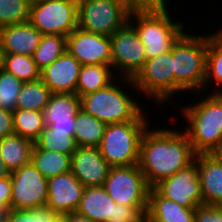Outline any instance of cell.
Returning <instances> with one entry per match:
<instances>
[{
  "mask_svg": "<svg viewBox=\"0 0 222 222\" xmlns=\"http://www.w3.org/2000/svg\"><path fill=\"white\" fill-rule=\"evenodd\" d=\"M29 1L32 3V2H35V1H39V0H29Z\"/></svg>",
  "mask_w": 222,
  "mask_h": 222,
  "instance_id": "f907efd6",
  "label": "cell"
},
{
  "mask_svg": "<svg viewBox=\"0 0 222 222\" xmlns=\"http://www.w3.org/2000/svg\"><path fill=\"white\" fill-rule=\"evenodd\" d=\"M67 37L59 34L43 35L39 46L34 51L32 58L37 67L42 70L53 63L65 51Z\"/></svg>",
  "mask_w": 222,
  "mask_h": 222,
  "instance_id": "f546056e",
  "label": "cell"
},
{
  "mask_svg": "<svg viewBox=\"0 0 222 222\" xmlns=\"http://www.w3.org/2000/svg\"><path fill=\"white\" fill-rule=\"evenodd\" d=\"M11 176L0 179V209H10L11 202Z\"/></svg>",
  "mask_w": 222,
  "mask_h": 222,
  "instance_id": "f35d334b",
  "label": "cell"
},
{
  "mask_svg": "<svg viewBox=\"0 0 222 222\" xmlns=\"http://www.w3.org/2000/svg\"><path fill=\"white\" fill-rule=\"evenodd\" d=\"M194 222H222V206L201 205L196 207Z\"/></svg>",
  "mask_w": 222,
  "mask_h": 222,
  "instance_id": "d590c367",
  "label": "cell"
},
{
  "mask_svg": "<svg viewBox=\"0 0 222 222\" xmlns=\"http://www.w3.org/2000/svg\"><path fill=\"white\" fill-rule=\"evenodd\" d=\"M30 8L29 0H0V29L27 22Z\"/></svg>",
  "mask_w": 222,
  "mask_h": 222,
  "instance_id": "d6a6232c",
  "label": "cell"
},
{
  "mask_svg": "<svg viewBox=\"0 0 222 222\" xmlns=\"http://www.w3.org/2000/svg\"><path fill=\"white\" fill-rule=\"evenodd\" d=\"M196 208H184L162 197L153 187L149 191L145 222H194Z\"/></svg>",
  "mask_w": 222,
  "mask_h": 222,
  "instance_id": "44dd1931",
  "label": "cell"
},
{
  "mask_svg": "<svg viewBox=\"0 0 222 222\" xmlns=\"http://www.w3.org/2000/svg\"><path fill=\"white\" fill-rule=\"evenodd\" d=\"M124 79L136 92L152 97L153 101L164 105L174 96V65L172 48L156 57L147 59L143 68L133 78ZM126 81V82H125ZM135 88V89H134Z\"/></svg>",
  "mask_w": 222,
  "mask_h": 222,
  "instance_id": "52a82bcc",
  "label": "cell"
},
{
  "mask_svg": "<svg viewBox=\"0 0 222 222\" xmlns=\"http://www.w3.org/2000/svg\"><path fill=\"white\" fill-rule=\"evenodd\" d=\"M75 126V116H72L69 119L55 120L48 127L56 130L57 133L74 137Z\"/></svg>",
  "mask_w": 222,
  "mask_h": 222,
  "instance_id": "74e56055",
  "label": "cell"
},
{
  "mask_svg": "<svg viewBox=\"0 0 222 222\" xmlns=\"http://www.w3.org/2000/svg\"><path fill=\"white\" fill-rule=\"evenodd\" d=\"M79 61L67 50L40 71V79L52 93H75L81 68Z\"/></svg>",
  "mask_w": 222,
  "mask_h": 222,
  "instance_id": "ac0fdd59",
  "label": "cell"
},
{
  "mask_svg": "<svg viewBox=\"0 0 222 222\" xmlns=\"http://www.w3.org/2000/svg\"><path fill=\"white\" fill-rule=\"evenodd\" d=\"M3 69L23 82L40 79V69L32 56L5 53Z\"/></svg>",
  "mask_w": 222,
  "mask_h": 222,
  "instance_id": "4dcf8cb0",
  "label": "cell"
},
{
  "mask_svg": "<svg viewBox=\"0 0 222 222\" xmlns=\"http://www.w3.org/2000/svg\"><path fill=\"white\" fill-rule=\"evenodd\" d=\"M112 72L114 73L115 71H113L109 65H82L79 71L75 93L81 97L107 87L116 79L115 74Z\"/></svg>",
  "mask_w": 222,
  "mask_h": 222,
  "instance_id": "603a6c76",
  "label": "cell"
},
{
  "mask_svg": "<svg viewBox=\"0 0 222 222\" xmlns=\"http://www.w3.org/2000/svg\"><path fill=\"white\" fill-rule=\"evenodd\" d=\"M222 36V29L217 31Z\"/></svg>",
  "mask_w": 222,
  "mask_h": 222,
  "instance_id": "681fc988",
  "label": "cell"
},
{
  "mask_svg": "<svg viewBox=\"0 0 222 222\" xmlns=\"http://www.w3.org/2000/svg\"><path fill=\"white\" fill-rule=\"evenodd\" d=\"M174 95L180 91L199 94L206 77L207 36L183 33L172 46Z\"/></svg>",
  "mask_w": 222,
  "mask_h": 222,
  "instance_id": "3957f363",
  "label": "cell"
},
{
  "mask_svg": "<svg viewBox=\"0 0 222 222\" xmlns=\"http://www.w3.org/2000/svg\"><path fill=\"white\" fill-rule=\"evenodd\" d=\"M47 187L46 206L57 215L76 211L85 188L71 171L48 179Z\"/></svg>",
  "mask_w": 222,
  "mask_h": 222,
  "instance_id": "2e32d148",
  "label": "cell"
},
{
  "mask_svg": "<svg viewBox=\"0 0 222 222\" xmlns=\"http://www.w3.org/2000/svg\"><path fill=\"white\" fill-rule=\"evenodd\" d=\"M210 154L222 164V143L218 145Z\"/></svg>",
  "mask_w": 222,
  "mask_h": 222,
  "instance_id": "7bdbcfd3",
  "label": "cell"
},
{
  "mask_svg": "<svg viewBox=\"0 0 222 222\" xmlns=\"http://www.w3.org/2000/svg\"><path fill=\"white\" fill-rule=\"evenodd\" d=\"M10 209H0V222L7 221V214Z\"/></svg>",
  "mask_w": 222,
  "mask_h": 222,
  "instance_id": "f6af8a7d",
  "label": "cell"
},
{
  "mask_svg": "<svg viewBox=\"0 0 222 222\" xmlns=\"http://www.w3.org/2000/svg\"><path fill=\"white\" fill-rule=\"evenodd\" d=\"M110 165L99 147L77 146L71 155L70 171L85 186H103Z\"/></svg>",
  "mask_w": 222,
  "mask_h": 222,
  "instance_id": "e0dca14e",
  "label": "cell"
},
{
  "mask_svg": "<svg viewBox=\"0 0 222 222\" xmlns=\"http://www.w3.org/2000/svg\"><path fill=\"white\" fill-rule=\"evenodd\" d=\"M34 142L12 134L0 139V153L4 165L11 172L31 162Z\"/></svg>",
  "mask_w": 222,
  "mask_h": 222,
  "instance_id": "7402d4cb",
  "label": "cell"
},
{
  "mask_svg": "<svg viewBox=\"0 0 222 222\" xmlns=\"http://www.w3.org/2000/svg\"><path fill=\"white\" fill-rule=\"evenodd\" d=\"M148 207H131L115 203L103 186L84 188L77 213L94 222L109 220L145 221Z\"/></svg>",
  "mask_w": 222,
  "mask_h": 222,
  "instance_id": "8fae6325",
  "label": "cell"
},
{
  "mask_svg": "<svg viewBox=\"0 0 222 222\" xmlns=\"http://www.w3.org/2000/svg\"><path fill=\"white\" fill-rule=\"evenodd\" d=\"M64 219L65 222H94L88 217L77 213L76 211L64 214Z\"/></svg>",
  "mask_w": 222,
  "mask_h": 222,
  "instance_id": "60d3db41",
  "label": "cell"
},
{
  "mask_svg": "<svg viewBox=\"0 0 222 222\" xmlns=\"http://www.w3.org/2000/svg\"><path fill=\"white\" fill-rule=\"evenodd\" d=\"M167 0H139V9H167Z\"/></svg>",
  "mask_w": 222,
  "mask_h": 222,
  "instance_id": "ab89813d",
  "label": "cell"
},
{
  "mask_svg": "<svg viewBox=\"0 0 222 222\" xmlns=\"http://www.w3.org/2000/svg\"><path fill=\"white\" fill-rule=\"evenodd\" d=\"M107 222H145V221H124V220H109Z\"/></svg>",
  "mask_w": 222,
  "mask_h": 222,
  "instance_id": "c3c4849f",
  "label": "cell"
},
{
  "mask_svg": "<svg viewBox=\"0 0 222 222\" xmlns=\"http://www.w3.org/2000/svg\"><path fill=\"white\" fill-rule=\"evenodd\" d=\"M206 96L182 109L189 124L183 131L196 155L210 154L222 143V94Z\"/></svg>",
  "mask_w": 222,
  "mask_h": 222,
  "instance_id": "7a4b0ae2",
  "label": "cell"
},
{
  "mask_svg": "<svg viewBox=\"0 0 222 222\" xmlns=\"http://www.w3.org/2000/svg\"><path fill=\"white\" fill-rule=\"evenodd\" d=\"M51 94L41 79L24 82L18 94L16 109L44 111Z\"/></svg>",
  "mask_w": 222,
  "mask_h": 222,
  "instance_id": "4316f807",
  "label": "cell"
},
{
  "mask_svg": "<svg viewBox=\"0 0 222 222\" xmlns=\"http://www.w3.org/2000/svg\"><path fill=\"white\" fill-rule=\"evenodd\" d=\"M31 162L48 180L54 176L70 171L71 156L53 150H42L34 144Z\"/></svg>",
  "mask_w": 222,
  "mask_h": 222,
  "instance_id": "cb8c5ba5",
  "label": "cell"
},
{
  "mask_svg": "<svg viewBox=\"0 0 222 222\" xmlns=\"http://www.w3.org/2000/svg\"><path fill=\"white\" fill-rule=\"evenodd\" d=\"M203 205L222 206V164L211 154H197Z\"/></svg>",
  "mask_w": 222,
  "mask_h": 222,
  "instance_id": "ffe728a7",
  "label": "cell"
},
{
  "mask_svg": "<svg viewBox=\"0 0 222 222\" xmlns=\"http://www.w3.org/2000/svg\"><path fill=\"white\" fill-rule=\"evenodd\" d=\"M43 34L29 21L0 29V42L4 53L32 56Z\"/></svg>",
  "mask_w": 222,
  "mask_h": 222,
  "instance_id": "d6986e66",
  "label": "cell"
},
{
  "mask_svg": "<svg viewBox=\"0 0 222 222\" xmlns=\"http://www.w3.org/2000/svg\"><path fill=\"white\" fill-rule=\"evenodd\" d=\"M14 134L12 111L0 108V139Z\"/></svg>",
  "mask_w": 222,
  "mask_h": 222,
  "instance_id": "8d00e7d4",
  "label": "cell"
},
{
  "mask_svg": "<svg viewBox=\"0 0 222 222\" xmlns=\"http://www.w3.org/2000/svg\"><path fill=\"white\" fill-rule=\"evenodd\" d=\"M81 109V99L76 93H52L44 109L45 125L55 120L69 119Z\"/></svg>",
  "mask_w": 222,
  "mask_h": 222,
  "instance_id": "484cf974",
  "label": "cell"
},
{
  "mask_svg": "<svg viewBox=\"0 0 222 222\" xmlns=\"http://www.w3.org/2000/svg\"><path fill=\"white\" fill-rule=\"evenodd\" d=\"M80 99L81 109L106 125L135 120L144 110L134 97L128 95L119 84L115 85L114 81Z\"/></svg>",
  "mask_w": 222,
  "mask_h": 222,
  "instance_id": "8992f818",
  "label": "cell"
},
{
  "mask_svg": "<svg viewBox=\"0 0 222 222\" xmlns=\"http://www.w3.org/2000/svg\"><path fill=\"white\" fill-rule=\"evenodd\" d=\"M34 144L39 149L47 151L53 150L70 156L77 147L74 137H70L68 134L57 133L56 130L51 129L48 126L43 129Z\"/></svg>",
  "mask_w": 222,
  "mask_h": 222,
  "instance_id": "1f68e13d",
  "label": "cell"
},
{
  "mask_svg": "<svg viewBox=\"0 0 222 222\" xmlns=\"http://www.w3.org/2000/svg\"><path fill=\"white\" fill-rule=\"evenodd\" d=\"M14 134L35 142L46 127L44 112L15 109L13 112Z\"/></svg>",
  "mask_w": 222,
  "mask_h": 222,
  "instance_id": "f1b7e54d",
  "label": "cell"
},
{
  "mask_svg": "<svg viewBox=\"0 0 222 222\" xmlns=\"http://www.w3.org/2000/svg\"><path fill=\"white\" fill-rule=\"evenodd\" d=\"M172 20L168 9L131 10L128 22L142 41L147 59L169 52L184 33V24Z\"/></svg>",
  "mask_w": 222,
  "mask_h": 222,
  "instance_id": "277c9868",
  "label": "cell"
},
{
  "mask_svg": "<svg viewBox=\"0 0 222 222\" xmlns=\"http://www.w3.org/2000/svg\"><path fill=\"white\" fill-rule=\"evenodd\" d=\"M147 120L143 111L135 120L106 125L99 150L111 167L138 165L140 141L147 129Z\"/></svg>",
  "mask_w": 222,
  "mask_h": 222,
  "instance_id": "5b68a950",
  "label": "cell"
},
{
  "mask_svg": "<svg viewBox=\"0 0 222 222\" xmlns=\"http://www.w3.org/2000/svg\"><path fill=\"white\" fill-rule=\"evenodd\" d=\"M110 41L112 69L122 72L118 77L133 79L147 60L145 47L135 28L127 22L110 36Z\"/></svg>",
  "mask_w": 222,
  "mask_h": 222,
  "instance_id": "7c38bea8",
  "label": "cell"
},
{
  "mask_svg": "<svg viewBox=\"0 0 222 222\" xmlns=\"http://www.w3.org/2000/svg\"><path fill=\"white\" fill-rule=\"evenodd\" d=\"M23 81L13 74L0 70V108L14 111L16 109L18 94L21 91Z\"/></svg>",
  "mask_w": 222,
  "mask_h": 222,
  "instance_id": "836d02e7",
  "label": "cell"
},
{
  "mask_svg": "<svg viewBox=\"0 0 222 222\" xmlns=\"http://www.w3.org/2000/svg\"><path fill=\"white\" fill-rule=\"evenodd\" d=\"M66 50L81 65L103 64L111 66L110 36H103L77 27L67 36Z\"/></svg>",
  "mask_w": 222,
  "mask_h": 222,
  "instance_id": "9a60e30c",
  "label": "cell"
},
{
  "mask_svg": "<svg viewBox=\"0 0 222 222\" xmlns=\"http://www.w3.org/2000/svg\"><path fill=\"white\" fill-rule=\"evenodd\" d=\"M132 9H139V0H123Z\"/></svg>",
  "mask_w": 222,
  "mask_h": 222,
  "instance_id": "ee69618b",
  "label": "cell"
},
{
  "mask_svg": "<svg viewBox=\"0 0 222 222\" xmlns=\"http://www.w3.org/2000/svg\"><path fill=\"white\" fill-rule=\"evenodd\" d=\"M4 51H3V48H2V45H1V42H0V70L3 69L4 67Z\"/></svg>",
  "mask_w": 222,
  "mask_h": 222,
  "instance_id": "bcb514c9",
  "label": "cell"
},
{
  "mask_svg": "<svg viewBox=\"0 0 222 222\" xmlns=\"http://www.w3.org/2000/svg\"><path fill=\"white\" fill-rule=\"evenodd\" d=\"M51 222H65L64 214L56 215Z\"/></svg>",
  "mask_w": 222,
  "mask_h": 222,
  "instance_id": "7dc6e473",
  "label": "cell"
},
{
  "mask_svg": "<svg viewBox=\"0 0 222 222\" xmlns=\"http://www.w3.org/2000/svg\"><path fill=\"white\" fill-rule=\"evenodd\" d=\"M131 10L123 0H80L78 27L95 34L111 36L128 22Z\"/></svg>",
  "mask_w": 222,
  "mask_h": 222,
  "instance_id": "ba28073f",
  "label": "cell"
},
{
  "mask_svg": "<svg viewBox=\"0 0 222 222\" xmlns=\"http://www.w3.org/2000/svg\"><path fill=\"white\" fill-rule=\"evenodd\" d=\"M74 140L77 146L99 147L106 124L80 109L75 116Z\"/></svg>",
  "mask_w": 222,
  "mask_h": 222,
  "instance_id": "d4e9b609",
  "label": "cell"
},
{
  "mask_svg": "<svg viewBox=\"0 0 222 222\" xmlns=\"http://www.w3.org/2000/svg\"><path fill=\"white\" fill-rule=\"evenodd\" d=\"M103 187L115 203L131 207H148L151 187L139 165L110 167Z\"/></svg>",
  "mask_w": 222,
  "mask_h": 222,
  "instance_id": "9c48e42d",
  "label": "cell"
},
{
  "mask_svg": "<svg viewBox=\"0 0 222 222\" xmlns=\"http://www.w3.org/2000/svg\"><path fill=\"white\" fill-rule=\"evenodd\" d=\"M57 214L49 207L42 206L33 209H10L6 222H51Z\"/></svg>",
  "mask_w": 222,
  "mask_h": 222,
  "instance_id": "e575fe53",
  "label": "cell"
},
{
  "mask_svg": "<svg viewBox=\"0 0 222 222\" xmlns=\"http://www.w3.org/2000/svg\"><path fill=\"white\" fill-rule=\"evenodd\" d=\"M43 35L68 36L78 27V2L75 0H39L31 3L28 20Z\"/></svg>",
  "mask_w": 222,
  "mask_h": 222,
  "instance_id": "30bf717a",
  "label": "cell"
},
{
  "mask_svg": "<svg viewBox=\"0 0 222 222\" xmlns=\"http://www.w3.org/2000/svg\"><path fill=\"white\" fill-rule=\"evenodd\" d=\"M196 154L187 134L170 128L147 129L140 141L139 167L152 188L190 165Z\"/></svg>",
  "mask_w": 222,
  "mask_h": 222,
  "instance_id": "6da1fadb",
  "label": "cell"
},
{
  "mask_svg": "<svg viewBox=\"0 0 222 222\" xmlns=\"http://www.w3.org/2000/svg\"><path fill=\"white\" fill-rule=\"evenodd\" d=\"M153 188L162 197L170 199L184 208H196L203 205L197 155L190 165L159 181Z\"/></svg>",
  "mask_w": 222,
  "mask_h": 222,
  "instance_id": "5bb4252c",
  "label": "cell"
},
{
  "mask_svg": "<svg viewBox=\"0 0 222 222\" xmlns=\"http://www.w3.org/2000/svg\"><path fill=\"white\" fill-rule=\"evenodd\" d=\"M10 209H33L46 206L48 180L35 168L32 162L11 172Z\"/></svg>",
  "mask_w": 222,
  "mask_h": 222,
  "instance_id": "4fadbf2b",
  "label": "cell"
},
{
  "mask_svg": "<svg viewBox=\"0 0 222 222\" xmlns=\"http://www.w3.org/2000/svg\"><path fill=\"white\" fill-rule=\"evenodd\" d=\"M10 174H11L10 171L4 165V162L2 160L1 153H0V179L8 177L10 176Z\"/></svg>",
  "mask_w": 222,
  "mask_h": 222,
  "instance_id": "b9f144b4",
  "label": "cell"
},
{
  "mask_svg": "<svg viewBox=\"0 0 222 222\" xmlns=\"http://www.w3.org/2000/svg\"><path fill=\"white\" fill-rule=\"evenodd\" d=\"M212 80L222 85V36L218 33L207 35L206 77L204 88H208ZM209 83V84H208ZM221 84V85H220ZM221 89L213 90V94H222Z\"/></svg>",
  "mask_w": 222,
  "mask_h": 222,
  "instance_id": "83f0119b",
  "label": "cell"
}]
</instances>
